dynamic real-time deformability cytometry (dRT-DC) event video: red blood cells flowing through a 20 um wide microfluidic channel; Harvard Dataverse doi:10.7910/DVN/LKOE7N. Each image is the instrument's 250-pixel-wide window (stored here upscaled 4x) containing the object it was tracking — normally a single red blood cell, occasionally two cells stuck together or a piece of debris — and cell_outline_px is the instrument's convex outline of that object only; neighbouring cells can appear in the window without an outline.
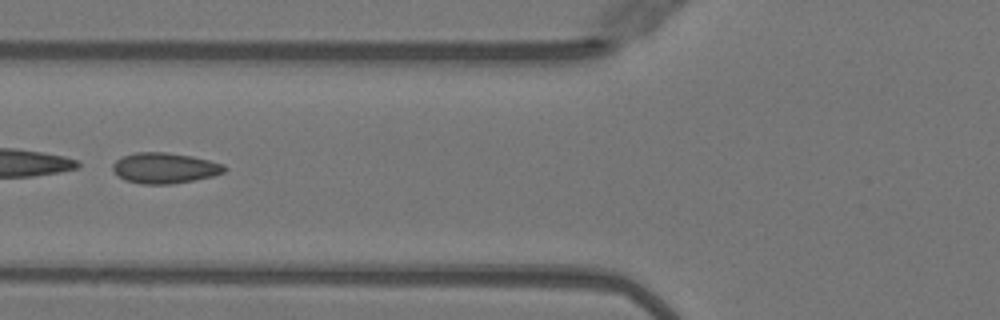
{"species": "Egyptian fruit bat (a non-hibernating species)", "species_latin": "Rousettus aegyptiacus", "temperature_condition": "warm", "stored_images_in_passage": 50, "camera_frame_rate_fps": 3000, "um_per_image_px": 0.085, "animal": {"sex": "female"}, "frame": {"image": 1, "passage_image": 20, "time_ms": 6.333, "image_size_px": [1000, 320], "cell_outline_px": [[228, 168], [224, 172], [212, 176], [172, 184], [140, 184], [124, 180], [112, 168], [112, 164], [120, 156], [136, 152], [168, 152], [192, 156], [224, 164]], "centroid_in_image_um": [13.98, 14.27], "position_along_channel_um": 111.8, "area_um2": 20.0}}
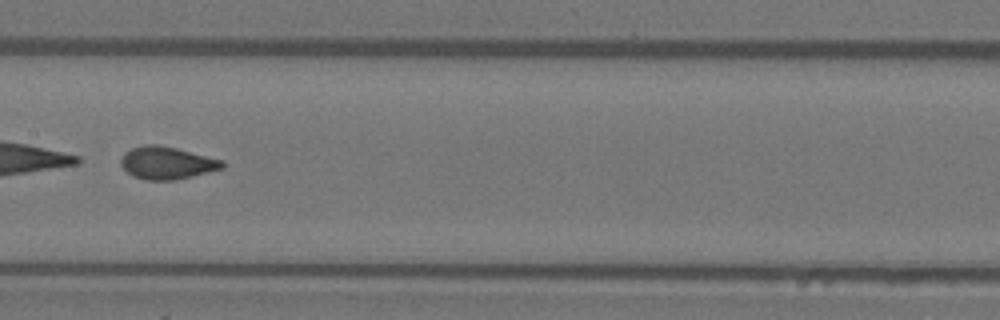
{"frame": {"image": 2, "passage_image": 26, "time_ms": 8.333, "image_size_px": [1000, 320], "cell_outline_px": [[224, 168], [176, 180], [148, 180], [132, 176], [120, 164], [120, 160], [124, 152], [132, 148], [144, 144], [160, 144], [224, 160]], "centroid_in_image_um": [14.18, 13.84], "position_along_channel_um": 193.2, "area_um2": 19.31}}
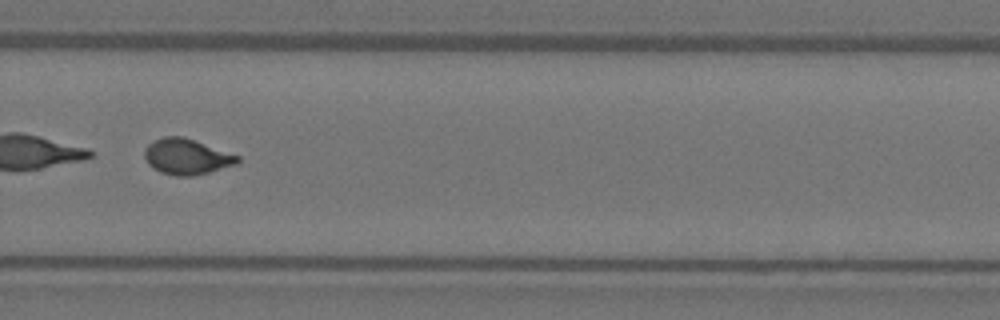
{"frame": {"image": 3, "passage_image": 35, "time_ms": 11.333, "image_size_px": [1000, 320], "cell_outline_px": [[240, 160], [236, 164], [208, 172], [192, 176], [176, 176], [160, 172], [152, 168], [148, 164], [144, 156], [144, 152], [148, 144], [164, 136], [184, 136], [240, 156]], "centroid_in_image_um": [15.85, 13.31], "position_along_channel_um": 313.9, "area_um2": 19.31}}